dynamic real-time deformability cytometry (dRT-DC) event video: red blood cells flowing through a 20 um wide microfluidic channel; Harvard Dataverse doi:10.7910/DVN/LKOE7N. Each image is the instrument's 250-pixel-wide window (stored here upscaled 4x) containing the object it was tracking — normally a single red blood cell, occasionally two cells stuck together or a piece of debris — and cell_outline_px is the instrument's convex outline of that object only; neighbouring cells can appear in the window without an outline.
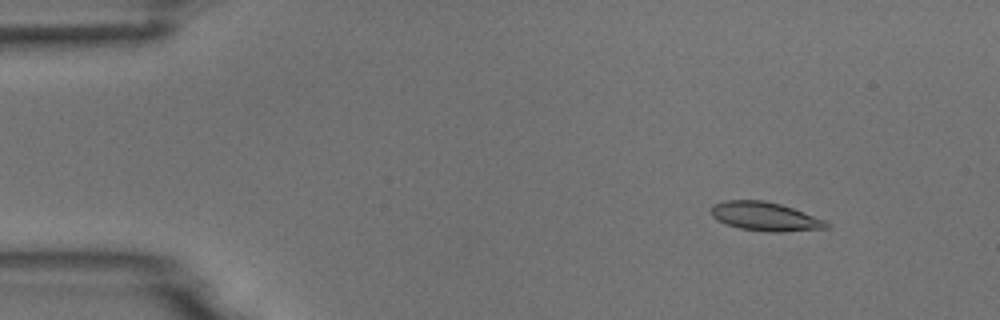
{"species": "common noctule bat (a hibernating species)", "species_latin": "Nyctalus noctula", "temperature_condition": "room temperature", "stored_images_in_passage": 7, "camera_frame_rate_fps": 3000, "um_per_image_px": 0.085, "animal": {"sex": "male", "body_mass_g": 18.8}, "frame": {"image": 1, "passage_image": 2, "time_ms": 1.0, "image_size_px": [1000, 320], "cell_outline_px": [[832, 224], [828, 228], [780, 232], [768, 232], [740, 228], [724, 224], [716, 220], [712, 216], [712, 204], [724, 200], [764, 200], [780, 204], [828, 220]], "centroid_in_image_um": [65.06, 18.4], "position_along_channel_um": 19.9, "area_um2": 19.59}}
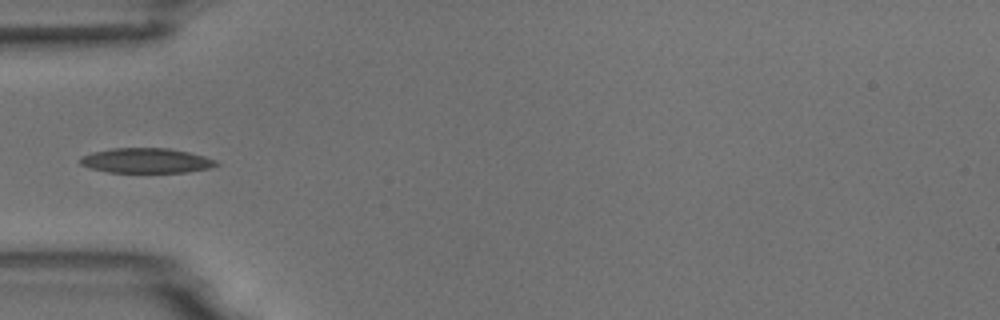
{"frame": {"image": 2, "passage_image": 5, "time_ms": 4.667, "image_size_px": [1000, 320], "cell_outline_px": [[220, 164], [208, 168], [188, 172], [108, 172], [88, 168], [80, 164], [80, 156], [92, 152], [112, 148], [168, 148], [188, 152], [204, 156], [216, 160]], "centroid_in_image_um": [12.4, 13.65], "position_along_channel_um": 72.6, "area_um2": 19.77}}